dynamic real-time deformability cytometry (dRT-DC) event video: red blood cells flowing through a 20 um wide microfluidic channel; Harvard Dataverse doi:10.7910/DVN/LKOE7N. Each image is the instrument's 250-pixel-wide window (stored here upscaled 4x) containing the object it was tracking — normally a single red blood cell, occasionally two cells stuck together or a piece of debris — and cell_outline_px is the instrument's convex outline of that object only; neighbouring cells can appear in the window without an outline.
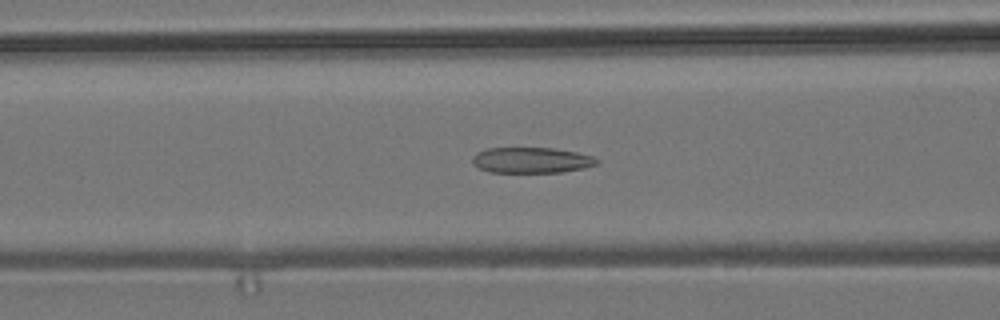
{"species": "common noctule bat (a hibernating species)", "species_latin": "Nyctalus noctula", "temperature_condition": "room temperature", "stored_images_in_passage": 56, "camera_frame_rate_fps": 3000, "um_per_image_px": 0.085, "animal": {"sex": "male", "body_mass_g": 19.2, "forearm_length_mm": 51.8}, "frame": {"image": 1, "passage_image": 22, "time_ms": 7.0, "image_size_px": [1000, 320], "cell_outline_px": [[600, 160], [596, 164], [584, 168], [560, 172], [488, 172], [472, 164], [472, 156], [476, 152], [488, 148], [552, 148], [576, 152], [592, 156]], "centroid_in_image_um": [45.14, 13.61], "position_along_channel_um": 121.5, "area_um2": 18.61}}
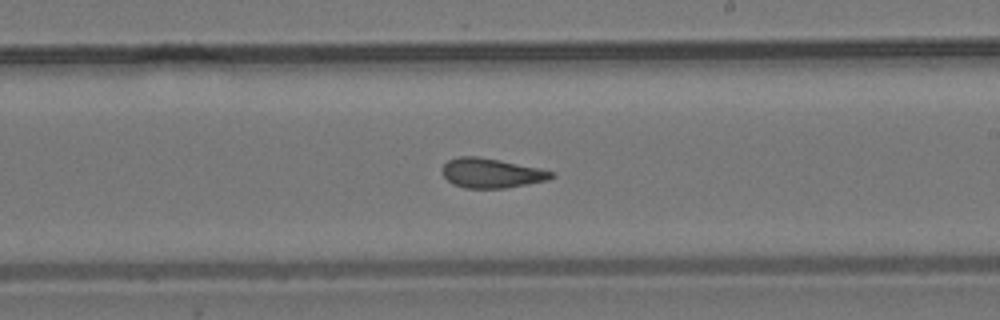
{"frame": {"image": 2, "passage_image": 32, "time_ms": 10.333, "image_size_px": [1000, 320], "cell_outline_px": [[556, 176], [548, 180], [504, 188], [464, 188], [452, 184], [444, 176], [440, 168], [448, 160], [460, 156], [476, 156], [500, 160], [540, 168], [556, 172]], "centroid_in_image_um": [41.77, 14.71], "position_along_channel_um": 247.2, "area_um2": 18.96}}
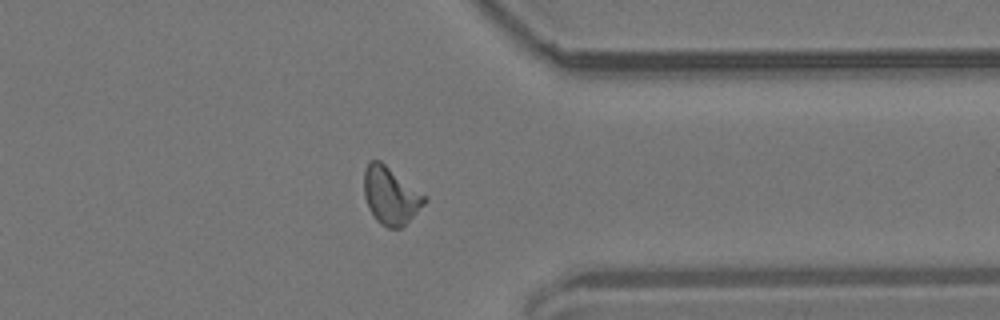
{"frame": {"image": 3, "passage_image": 43, "time_ms": 14.0, "image_size_px": [1000, 320], "cell_outline_px": [[428, 200], [400, 228], [388, 228], [380, 224], [376, 220], [368, 208], [364, 196], [364, 172], [368, 164], [372, 160], [380, 160], [428, 196]], "centroid_in_image_um": [33.21, 16.62], "position_along_channel_um": 378.2, "area_um2": 20.23}, "authors_computed_cell_mechanics": {"area_um2": 19.5364, "velocity_mm_per_s": 3.7827, "shape_relaxation_time_tau1_ms": null, "shape_relaxation_time_tau2_ms": 1.938, "deformation_change_tau1": null, "deformation_change_tau2": 0.0954}}